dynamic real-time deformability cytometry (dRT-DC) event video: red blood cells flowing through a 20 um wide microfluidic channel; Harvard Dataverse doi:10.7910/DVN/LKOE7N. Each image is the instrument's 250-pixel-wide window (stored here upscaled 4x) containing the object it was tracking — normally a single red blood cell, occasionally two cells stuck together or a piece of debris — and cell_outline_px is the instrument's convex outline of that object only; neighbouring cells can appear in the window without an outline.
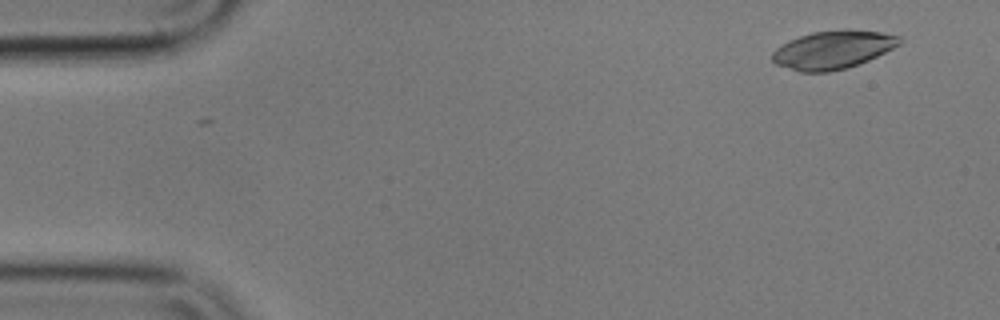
{"species": "common noctule bat (a hibernating species)", "species_latin": "Nyctalus noctula", "temperature_condition": "cold", "stored_images_in_passage": 53, "camera_frame_rate_fps": 3000, "um_per_image_px": 0.085, "animal": {"sex": "male", "body_mass_g": 17.9}, "frame": {"image": 1, "passage_image": 1, "time_ms": 0.0, "image_size_px": [1000, 320], "cell_outline_px": [[904, 40], [900, 44], [868, 60], [848, 68], [828, 72], [800, 72], [776, 64], [772, 60], [772, 52], [776, 48], [788, 40], [812, 32], [844, 28], [848, 28], [880, 32], [900, 36]], "centroid_in_image_um": [70.8, 4.21], "position_along_channel_um": 14.2, "area_um2": 28.55}}
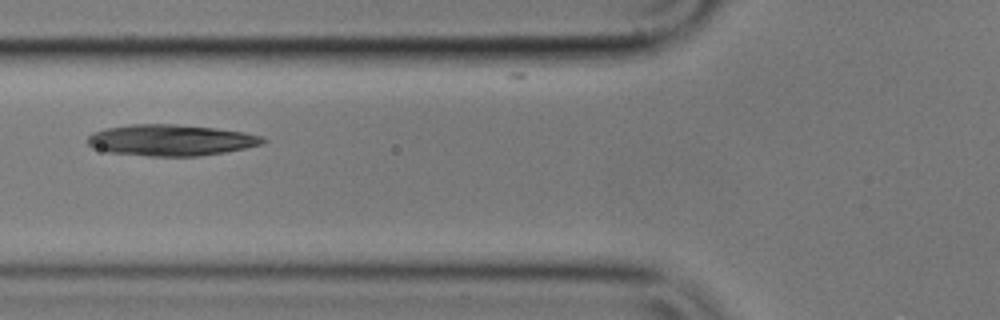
{"frame": {"image": 2, "passage_image": 18, "time_ms": 5.667, "image_size_px": [1000, 320], "cell_outline_px": [[268, 140], [264, 144], [224, 152], [196, 156], [148, 156], [108, 152], [92, 148], [88, 144], [88, 136], [92, 132], [104, 128], [132, 124], [176, 124], [216, 128], [244, 132], [264, 136]], "centroid_in_image_um": [14.52, 11.91], "position_along_channel_um": 111.3, "area_um2": 32.08}}
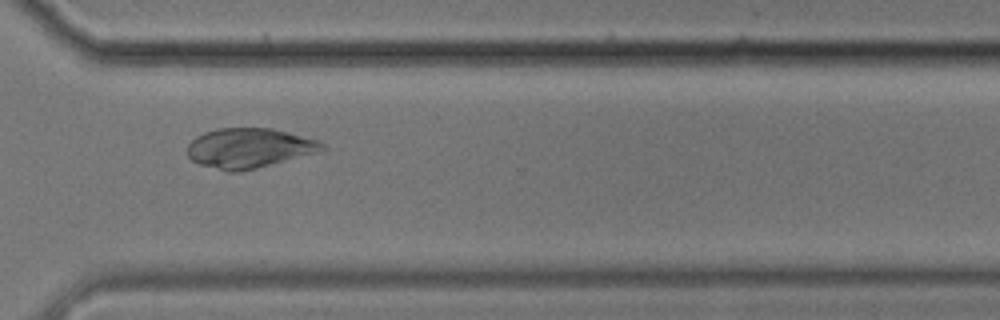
{"frame": {"image": 3, "passage_image": 38, "time_ms": 12.333, "image_size_px": [1000, 320], "cell_outline_px": [[328, 148], [316, 152], [256, 168], [240, 172], [228, 172], [200, 164], [192, 160], [188, 156], [188, 144], [196, 136], [204, 132], [216, 128], [272, 128], [320, 140]], "centroid_in_image_um": [21.17, 12.57], "position_along_channel_um": 349.4, "area_um2": 31.15}}